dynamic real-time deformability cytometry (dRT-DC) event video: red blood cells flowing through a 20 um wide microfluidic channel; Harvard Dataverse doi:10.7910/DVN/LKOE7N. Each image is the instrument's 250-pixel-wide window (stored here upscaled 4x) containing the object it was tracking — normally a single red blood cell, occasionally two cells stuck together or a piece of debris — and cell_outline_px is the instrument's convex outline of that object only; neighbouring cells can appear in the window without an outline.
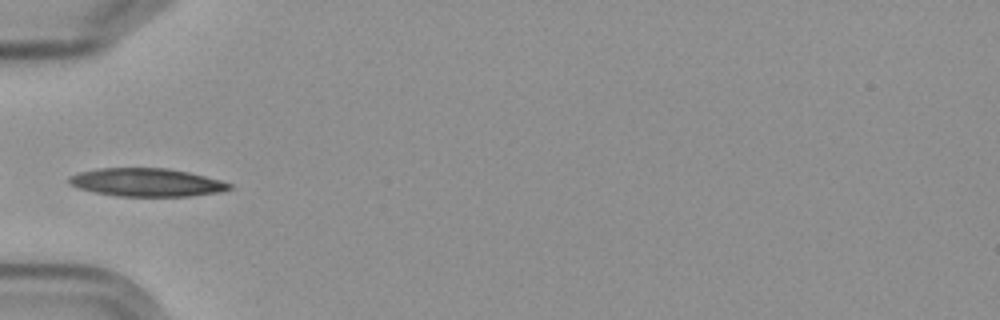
{"species": "Egyptian fruit bat (a non-hibernating species)", "species_latin": "Rousettus aegyptiacus", "temperature_condition": "cold", "stored_images_in_passage": 4, "camera_frame_rate_fps": 3000, "um_per_image_px": 0.085, "frame": {"image": 1, "passage_image": 4, "time_ms": 3.333, "image_size_px": [1000, 320], "cell_outline_px": [[232, 188], [220, 192], [188, 196], [116, 196], [76, 188], [68, 184], [68, 176], [80, 172], [100, 168], [168, 168], [188, 172], [220, 180], [232, 184]], "centroid_in_image_um": [12.43, 15.5], "position_along_channel_um": 72.6, "area_um2": 26.3}}